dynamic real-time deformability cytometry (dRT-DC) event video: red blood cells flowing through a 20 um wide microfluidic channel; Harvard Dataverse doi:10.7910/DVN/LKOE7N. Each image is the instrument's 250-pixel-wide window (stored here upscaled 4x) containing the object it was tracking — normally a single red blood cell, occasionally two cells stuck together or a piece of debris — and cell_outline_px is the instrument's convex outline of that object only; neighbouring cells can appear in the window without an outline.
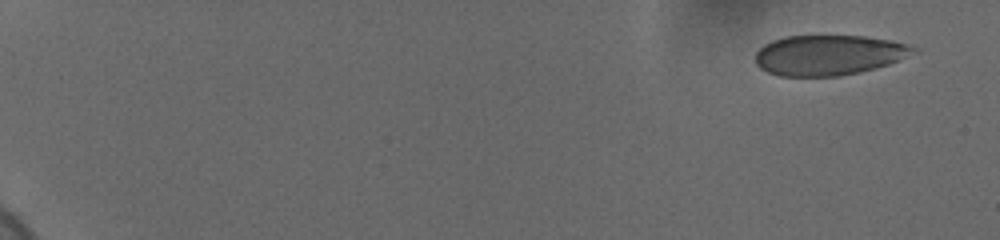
{"species": "human", "species_latin": "Homo sapiens", "temperature_condition": "cold", "stored_images_in_passage": 27, "camera_frame_rate_fps": 3000, "um_per_image_px": 0.085, "donor": {"sex": "female"}, "frame": {"image": 1, "passage_image": 1, "time_ms": 0.0, "image_size_px": [1000, 240], "cell_outline_px": [[916, 48], [896, 60], [888, 64], [860, 72], [840, 76], [780, 76], [768, 72], [760, 68], [756, 64], [756, 52], [764, 44], [772, 40], [784, 36], [864, 36], [888, 40], [908, 44]], "centroid_in_image_um": [70.34, 4.68], "position_along_channel_um": 14.7, "area_um2": 36.53}}
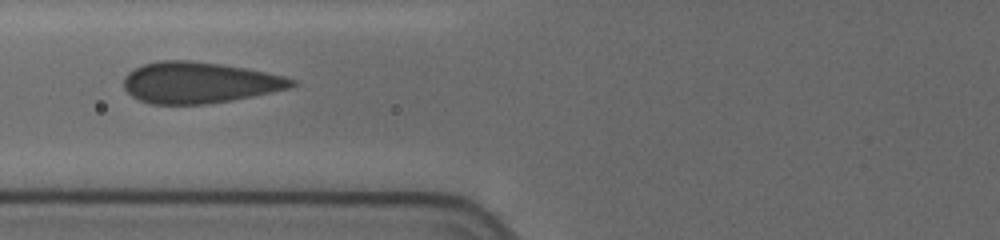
{"frame": {"image": 2, "passage_image": 20, "time_ms": 7.667, "image_size_px": [1000, 240], "cell_outline_px": [[296, 84], [288, 88], [272, 92], [232, 100], [204, 104], [152, 104], [140, 100], [132, 96], [124, 88], [124, 76], [128, 72], [144, 64], [156, 60], [192, 60], [220, 64], [244, 68], [284, 76], [296, 80]], "centroid_in_image_um": [16.91, 7.01], "position_along_channel_um": 108.9, "area_um2": 40.11}}
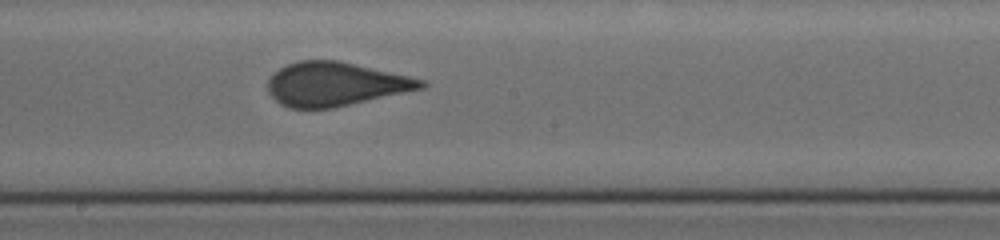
{"frame": {"image": 3, "passage_image": 27, "time_ms": 10.667, "image_size_px": [1000, 240], "cell_outline_px": [[428, 84], [424, 88], [332, 108], [288, 108], [280, 104], [268, 92], [268, 80], [272, 72], [296, 60], [336, 60], [408, 76], [424, 80]], "centroid_in_image_um": [28.46, 7.15], "position_along_channel_um": 219.7, "area_um2": 38.84}}